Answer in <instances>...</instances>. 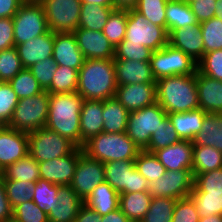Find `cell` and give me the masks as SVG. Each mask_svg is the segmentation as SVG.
Wrapping results in <instances>:
<instances>
[{
  "label": "cell",
  "mask_w": 222,
  "mask_h": 222,
  "mask_svg": "<svg viewBox=\"0 0 222 222\" xmlns=\"http://www.w3.org/2000/svg\"><path fill=\"white\" fill-rule=\"evenodd\" d=\"M105 181L119 194L148 192L149 182L136 169L134 161L104 163Z\"/></svg>",
  "instance_id": "8fae6325"
},
{
  "label": "cell",
  "mask_w": 222,
  "mask_h": 222,
  "mask_svg": "<svg viewBox=\"0 0 222 222\" xmlns=\"http://www.w3.org/2000/svg\"><path fill=\"white\" fill-rule=\"evenodd\" d=\"M43 7L48 29L53 33H73L78 28L80 0H37Z\"/></svg>",
  "instance_id": "7c38bea8"
},
{
  "label": "cell",
  "mask_w": 222,
  "mask_h": 222,
  "mask_svg": "<svg viewBox=\"0 0 222 222\" xmlns=\"http://www.w3.org/2000/svg\"><path fill=\"white\" fill-rule=\"evenodd\" d=\"M194 177L189 169L167 170L159 179L149 183L148 193L153 197L183 199L193 189Z\"/></svg>",
  "instance_id": "4fadbf2b"
},
{
  "label": "cell",
  "mask_w": 222,
  "mask_h": 222,
  "mask_svg": "<svg viewBox=\"0 0 222 222\" xmlns=\"http://www.w3.org/2000/svg\"><path fill=\"white\" fill-rule=\"evenodd\" d=\"M12 19L15 46L49 31L45 12L37 0L24 2Z\"/></svg>",
  "instance_id": "8992f818"
},
{
  "label": "cell",
  "mask_w": 222,
  "mask_h": 222,
  "mask_svg": "<svg viewBox=\"0 0 222 222\" xmlns=\"http://www.w3.org/2000/svg\"><path fill=\"white\" fill-rule=\"evenodd\" d=\"M215 16L222 21V0H216Z\"/></svg>",
  "instance_id": "003e7915"
},
{
  "label": "cell",
  "mask_w": 222,
  "mask_h": 222,
  "mask_svg": "<svg viewBox=\"0 0 222 222\" xmlns=\"http://www.w3.org/2000/svg\"><path fill=\"white\" fill-rule=\"evenodd\" d=\"M197 70L203 75L222 81V49L205 53L197 64Z\"/></svg>",
  "instance_id": "f907efd6"
},
{
  "label": "cell",
  "mask_w": 222,
  "mask_h": 222,
  "mask_svg": "<svg viewBox=\"0 0 222 222\" xmlns=\"http://www.w3.org/2000/svg\"><path fill=\"white\" fill-rule=\"evenodd\" d=\"M117 86L114 59H85L76 91L84 100L114 97Z\"/></svg>",
  "instance_id": "7a4b0ae2"
},
{
  "label": "cell",
  "mask_w": 222,
  "mask_h": 222,
  "mask_svg": "<svg viewBox=\"0 0 222 222\" xmlns=\"http://www.w3.org/2000/svg\"><path fill=\"white\" fill-rule=\"evenodd\" d=\"M82 148H76L71 154L56 159L39 162L40 178L55 185H70L75 173L78 158L83 153Z\"/></svg>",
  "instance_id": "9a60e30c"
},
{
  "label": "cell",
  "mask_w": 222,
  "mask_h": 222,
  "mask_svg": "<svg viewBox=\"0 0 222 222\" xmlns=\"http://www.w3.org/2000/svg\"><path fill=\"white\" fill-rule=\"evenodd\" d=\"M58 204L48 215V222H74L84 201L73 191L70 185H59Z\"/></svg>",
  "instance_id": "d4e9b609"
},
{
  "label": "cell",
  "mask_w": 222,
  "mask_h": 222,
  "mask_svg": "<svg viewBox=\"0 0 222 222\" xmlns=\"http://www.w3.org/2000/svg\"><path fill=\"white\" fill-rule=\"evenodd\" d=\"M189 197L195 203L200 218L222 215V193L191 191Z\"/></svg>",
  "instance_id": "74e56055"
},
{
  "label": "cell",
  "mask_w": 222,
  "mask_h": 222,
  "mask_svg": "<svg viewBox=\"0 0 222 222\" xmlns=\"http://www.w3.org/2000/svg\"><path fill=\"white\" fill-rule=\"evenodd\" d=\"M105 181L104 163L82 153L78 158L70 184L73 191L83 200L90 196L96 186Z\"/></svg>",
  "instance_id": "5bb4252c"
},
{
  "label": "cell",
  "mask_w": 222,
  "mask_h": 222,
  "mask_svg": "<svg viewBox=\"0 0 222 222\" xmlns=\"http://www.w3.org/2000/svg\"><path fill=\"white\" fill-rule=\"evenodd\" d=\"M134 164L139 173L149 182L159 179L167 171L154 153L141 150Z\"/></svg>",
  "instance_id": "f35d334b"
},
{
  "label": "cell",
  "mask_w": 222,
  "mask_h": 222,
  "mask_svg": "<svg viewBox=\"0 0 222 222\" xmlns=\"http://www.w3.org/2000/svg\"><path fill=\"white\" fill-rule=\"evenodd\" d=\"M23 3L22 0H0V18H12Z\"/></svg>",
  "instance_id": "91938a15"
},
{
  "label": "cell",
  "mask_w": 222,
  "mask_h": 222,
  "mask_svg": "<svg viewBox=\"0 0 222 222\" xmlns=\"http://www.w3.org/2000/svg\"><path fill=\"white\" fill-rule=\"evenodd\" d=\"M168 44L182 50L198 63L204 56L201 25L173 29L168 35Z\"/></svg>",
  "instance_id": "d6986e66"
},
{
  "label": "cell",
  "mask_w": 222,
  "mask_h": 222,
  "mask_svg": "<svg viewBox=\"0 0 222 222\" xmlns=\"http://www.w3.org/2000/svg\"><path fill=\"white\" fill-rule=\"evenodd\" d=\"M207 114L198 108L183 113H168V117L181 140L193 141L201 131L202 122Z\"/></svg>",
  "instance_id": "4316f807"
},
{
  "label": "cell",
  "mask_w": 222,
  "mask_h": 222,
  "mask_svg": "<svg viewBox=\"0 0 222 222\" xmlns=\"http://www.w3.org/2000/svg\"><path fill=\"white\" fill-rule=\"evenodd\" d=\"M152 198L148 192L122 193L119 209L129 220L141 221L149 210Z\"/></svg>",
  "instance_id": "4dcf8cb0"
},
{
  "label": "cell",
  "mask_w": 222,
  "mask_h": 222,
  "mask_svg": "<svg viewBox=\"0 0 222 222\" xmlns=\"http://www.w3.org/2000/svg\"><path fill=\"white\" fill-rule=\"evenodd\" d=\"M4 222H19L17 219H15L14 217L9 218L8 220L4 221Z\"/></svg>",
  "instance_id": "a7ac6f4b"
},
{
  "label": "cell",
  "mask_w": 222,
  "mask_h": 222,
  "mask_svg": "<svg viewBox=\"0 0 222 222\" xmlns=\"http://www.w3.org/2000/svg\"><path fill=\"white\" fill-rule=\"evenodd\" d=\"M34 189L32 201L48 216L54 205L58 204L59 185L40 178L34 183Z\"/></svg>",
  "instance_id": "8d00e7d4"
},
{
  "label": "cell",
  "mask_w": 222,
  "mask_h": 222,
  "mask_svg": "<svg viewBox=\"0 0 222 222\" xmlns=\"http://www.w3.org/2000/svg\"><path fill=\"white\" fill-rule=\"evenodd\" d=\"M204 54L222 49V21L216 16L200 23Z\"/></svg>",
  "instance_id": "f6af8a7d"
},
{
  "label": "cell",
  "mask_w": 222,
  "mask_h": 222,
  "mask_svg": "<svg viewBox=\"0 0 222 222\" xmlns=\"http://www.w3.org/2000/svg\"><path fill=\"white\" fill-rule=\"evenodd\" d=\"M166 0H138L134 8L149 23L166 29Z\"/></svg>",
  "instance_id": "7bdbcfd3"
},
{
  "label": "cell",
  "mask_w": 222,
  "mask_h": 222,
  "mask_svg": "<svg viewBox=\"0 0 222 222\" xmlns=\"http://www.w3.org/2000/svg\"><path fill=\"white\" fill-rule=\"evenodd\" d=\"M119 196L120 194L104 181L94 188L84 204L104 216L119 208Z\"/></svg>",
  "instance_id": "83f0119b"
},
{
  "label": "cell",
  "mask_w": 222,
  "mask_h": 222,
  "mask_svg": "<svg viewBox=\"0 0 222 222\" xmlns=\"http://www.w3.org/2000/svg\"><path fill=\"white\" fill-rule=\"evenodd\" d=\"M192 191L222 193V167L195 175Z\"/></svg>",
  "instance_id": "c3c4849f"
},
{
  "label": "cell",
  "mask_w": 222,
  "mask_h": 222,
  "mask_svg": "<svg viewBox=\"0 0 222 222\" xmlns=\"http://www.w3.org/2000/svg\"><path fill=\"white\" fill-rule=\"evenodd\" d=\"M3 180H17L36 183L40 179L39 166L29 154L8 165L1 175Z\"/></svg>",
  "instance_id": "836d02e7"
},
{
  "label": "cell",
  "mask_w": 222,
  "mask_h": 222,
  "mask_svg": "<svg viewBox=\"0 0 222 222\" xmlns=\"http://www.w3.org/2000/svg\"><path fill=\"white\" fill-rule=\"evenodd\" d=\"M199 108L208 114H222V81L196 71Z\"/></svg>",
  "instance_id": "7402d4cb"
},
{
  "label": "cell",
  "mask_w": 222,
  "mask_h": 222,
  "mask_svg": "<svg viewBox=\"0 0 222 222\" xmlns=\"http://www.w3.org/2000/svg\"><path fill=\"white\" fill-rule=\"evenodd\" d=\"M51 85L46 89L49 94L72 93L77 91L79 71L57 65Z\"/></svg>",
  "instance_id": "d590c367"
},
{
  "label": "cell",
  "mask_w": 222,
  "mask_h": 222,
  "mask_svg": "<svg viewBox=\"0 0 222 222\" xmlns=\"http://www.w3.org/2000/svg\"><path fill=\"white\" fill-rule=\"evenodd\" d=\"M3 173V169L0 167V176L2 175Z\"/></svg>",
  "instance_id": "2644e50d"
},
{
  "label": "cell",
  "mask_w": 222,
  "mask_h": 222,
  "mask_svg": "<svg viewBox=\"0 0 222 222\" xmlns=\"http://www.w3.org/2000/svg\"><path fill=\"white\" fill-rule=\"evenodd\" d=\"M127 10L115 9L103 28V34L116 48L126 35Z\"/></svg>",
  "instance_id": "ab89813d"
},
{
  "label": "cell",
  "mask_w": 222,
  "mask_h": 222,
  "mask_svg": "<svg viewBox=\"0 0 222 222\" xmlns=\"http://www.w3.org/2000/svg\"><path fill=\"white\" fill-rule=\"evenodd\" d=\"M153 50L140 45L139 43H120L115 48L114 59H127L133 61L149 62Z\"/></svg>",
  "instance_id": "816d5d0a"
},
{
  "label": "cell",
  "mask_w": 222,
  "mask_h": 222,
  "mask_svg": "<svg viewBox=\"0 0 222 222\" xmlns=\"http://www.w3.org/2000/svg\"><path fill=\"white\" fill-rule=\"evenodd\" d=\"M156 100L166 113H183L199 108L196 73L156 80Z\"/></svg>",
  "instance_id": "3957f363"
},
{
  "label": "cell",
  "mask_w": 222,
  "mask_h": 222,
  "mask_svg": "<svg viewBox=\"0 0 222 222\" xmlns=\"http://www.w3.org/2000/svg\"><path fill=\"white\" fill-rule=\"evenodd\" d=\"M74 222H101V215L83 204L79 208Z\"/></svg>",
  "instance_id": "94428289"
},
{
  "label": "cell",
  "mask_w": 222,
  "mask_h": 222,
  "mask_svg": "<svg viewBox=\"0 0 222 222\" xmlns=\"http://www.w3.org/2000/svg\"><path fill=\"white\" fill-rule=\"evenodd\" d=\"M186 2L190 5L191 11L199 24L215 17L216 0H193Z\"/></svg>",
  "instance_id": "9f6ffc18"
},
{
  "label": "cell",
  "mask_w": 222,
  "mask_h": 222,
  "mask_svg": "<svg viewBox=\"0 0 222 222\" xmlns=\"http://www.w3.org/2000/svg\"><path fill=\"white\" fill-rule=\"evenodd\" d=\"M3 182L12 209L32 200V195L35 191L34 183L17 180H3Z\"/></svg>",
  "instance_id": "bcb514c9"
},
{
  "label": "cell",
  "mask_w": 222,
  "mask_h": 222,
  "mask_svg": "<svg viewBox=\"0 0 222 222\" xmlns=\"http://www.w3.org/2000/svg\"><path fill=\"white\" fill-rule=\"evenodd\" d=\"M73 33L85 59H114L115 47L102 31L77 28Z\"/></svg>",
  "instance_id": "e0dca14e"
},
{
  "label": "cell",
  "mask_w": 222,
  "mask_h": 222,
  "mask_svg": "<svg viewBox=\"0 0 222 222\" xmlns=\"http://www.w3.org/2000/svg\"><path fill=\"white\" fill-rule=\"evenodd\" d=\"M176 201L171 197L152 198L149 210L140 222H172Z\"/></svg>",
  "instance_id": "60d3db41"
},
{
  "label": "cell",
  "mask_w": 222,
  "mask_h": 222,
  "mask_svg": "<svg viewBox=\"0 0 222 222\" xmlns=\"http://www.w3.org/2000/svg\"><path fill=\"white\" fill-rule=\"evenodd\" d=\"M114 10L115 7H105L101 5L82 3L78 28L103 31L109 16Z\"/></svg>",
  "instance_id": "d6a6232c"
},
{
  "label": "cell",
  "mask_w": 222,
  "mask_h": 222,
  "mask_svg": "<svg viewBox=\"0 0 222 222\" xmlns=\"http://www.w3.org/2000/svg\"><path fill=\"white\" fill-rule=\"evenodd\" d=\"M199 219L196 205L190 197L176 201L172 222H199Z\"/></svg>",
  "instance_id": "11a10c76"
},
{
  "label": "cell",
  "mask_w": 222,
  "mask_h": 222,
  "mask_svg": "<svg viewBox=\"0 0 222 222\" xmlns=\"http://www.w3.org/2000/svg\"><path fill=\"white\" fill-rule=\"evenodd\" d=\"M15 47L12 18H0V51Z\"/></svg>",
  "instance_id": "6f0895ef"
},
{
  "label": "cell",
  "mask_w": 222,
  "mask_h": 222,
  "mask_svg": "<svg viewBox=\"0 0 222 222\" xmlns=\"http://www.w3.org/2000/svg\"><path fill=\"white\" fill-rule=\"evenodd\" d=\"M199 222H222V215H211L199 219Z\"/></svg>",
  "instance_id": "03108f58"
},
{
  "label": "cell",
  "mask_w": 222,
  "mask_h": 222,
  "mask_svg": "<svg viewBox=\"0 0 222 222\" xmlns=\"http://www.w3.org/2000/svg\"><path fill=\"white\" fill-rule=\"evenodd\" d=\"M181 139L175 132L172 122L167 116L156 129L155 133L151 135L149 145L145 151L154 153L155 151L165 148L169 145L179 142Z\"/></svg>",
  "instance_id": "b9f144b4"
},
{
  "label": "cell",
  "mask_w": 222,
  "mask_h": 222,
  "mask_svg": "<svg viewBox=\"0 0 222 222\" xmlns=\"http://www.w3.org/2000/svg\"><path fill=\"white\" fill-rule=\"evenodd\" d=\"M13 217L19 222H48V216L32 200L15 207Z\"/></svg>",
  "instance_id": "db71d44e"
},
{
  "label": "cell",
  "mask_w": 222,
  "mask_h": 222,
  "mask_svg": "<svg viewBox=\"0 0 222 222\" xmlns=\"http://www.w3.org/2000/svg\"><path fill=\"white\" fill-rule=\"evenodd\" d=\"M5 125L2 123V122H0V130L4 127Z\"/></svg>",
  "instance_id": "89a4df30"
},
{
  "label": "cell",
  "mask_w": 222,
  "mask_h": 222,
  "mask_svg": "<svg viewBox=\"0 0 222 222\" xmlns=\"http://www.w3.org/2000/svg\"><path fill=\"white\" fill-rule=\"evenodd\" d=\"M167 2H171V1H180V0H166Z\"/></svg>",
  "instance_id": "753ad0ef"
},
{
  "label": "cell",
  "mask_w": 222,
  "mask_h": 222,
  "mask_svg": "<svg viewBox=\"0 0 222 222\" xmlns=\"http://www.w3.org/2000/svg\"><path fill=\"white\" fill-rule=\"evenodd\" d=\"M166 170L189 169L192 171L193 142L180 140L154 152Z\"/></svg>",
  "instance_id": "603a6c76"
},
{
  "label": "cell",
  "mask_w": 222,
  "mask_h": 222,
  "mask_svg": "<svg viewBox=\"0 0 222 222\" xmlns=\"http://www.w3.org/2000/svg\"><path fill=\"white\" fill-rule=\"evenodd\" d=\"M222 167V153L213 146L193 145V177Z\"/></svg>",
  "instance_id": "e575fe53"
},
{
  "label": "cell",
  "mask_w": 222,
  "mask_h": 222,
  "mask_svg": "<svg viewBox=\"0 0 222 222\" xmlns=\"http://www.w3.org/2000/svg\"><path fill=\"white\" fill-rule=\"evenodd\" d=\"M12 217L13 209L6 195L3 178L0 176V222H4Z\"/></svg>",
  "instance_id": "680465c9"
},
{
  "label": "cell",
  "mask_w": 222,
  "mask_h": 222,
  "mask_svg": "<svg viewBox=\"0 0 222 222\" xmlns=\"http://www.w3.org/2000/svg\"><path fill=\"white\" fill-rule=\"evenodd\" d=\"M81 3H89L94 5H101L105 7H115L113 0H80Z\"/></svg>",
  "instance_id": "e7e4bbea"
},
{
  "label": "cell",
  "mask_w": 222,
  "mask_h": 222,
  "mask_svg": "<svg viewBox=\"0 0 222 222\" xmlns=\"http://www.w3.org/2000/svg\"><path fill=\"white\" fill-rule=\"evenodd\" d=\"M128 222H140V221H136V220H128Z\"/></svg>",
  "instance_id": "8c879c8a"
},
{
  "label": "cell",
  "mask_w": 222,
  "mask_h": 222,
  "mask_svg": "<svg viewBox=\"0 0 222 222\" xmlns=\"http://www.w3.org/2000/svg\"><path fill=\"white\" fill-rule=\"evenodd\" d=\"M138 0H113L115 9L128 10L134 9Z\"/></svg>",
  "instance_id": "be15d7a7"
},
{
  "label": "cell",
  "mask_w": 222,
  "mask_h": 222,
  "mask_svg": "<svg viewBox=\"0 0 222 222\" xmlns=\"http://www.w3.org/2000/svg\"><path fill=\"white\" fill-rule=\"evenodd\" d=\"M198 21L185 0L171 1L166 4V30L168 34L173 29L196 26Z\"/></svg>",
  "instance_id": "1f68e13d"
},
{
  "label": "cell",
  "mask_w": 222,
  "mask_h": 222,
  "mask_svg": "<svg viewBox=\"0 0 222 222\" xmlns=\"http://www.w3.org/2000/svg\"><path fill=\"white\" fill-rule=\"evenodd\" d=\"M49 98L50 94L43 90L32 97L20 99L7 126L27 133L44 128L48 117Z\"/></svg>",
  "instance_id": "5b68a950"
},
{
  "label": "cell",
  "mask_w": 222,
  "mask_h": 222,
  "mask_svg": "<svg viewBox=\"0 0 222 222\" xmlns=\"http://www.w3.org/2000/svg\"><path fill=\"white\" fill-rule=\"evenodd\" d=\"M103 100H84L80 113L81 148L103 132Z\"/></svg>",
  "instance_id": "484cf974"
},
{
  "label": "cell",
  "mask_w": 222,
  "mask_h": 222,
  "mask_svg": "<svg viewBox=\"0 0 222 222\" xmlns=\"http://www.w3.org/2000/svg\"><path fill=\"white\" fill-rule=\"evenodd\" d=\"M149 63L155 80L173 75L195 74L198 64L182 50L169 44L153 51Z\"/></svg>",
  "instance_id": "9c48e42d"
},
{
  "label": "cell",
  "mask_w": 222,
  "mask_h": 222,
  "mask_svg": "<svg viewBox=\"0 0 222 222\" xmlns=\"http://www.w3.org/2000/svg\"><path fill=\"white\" fill-rule=\"evenodd\" d=\"M193 145L213 146L222 153V114H207Z\"/></svg>",
  "instance_id": "f546056e"
},
{
  "label": "cell",
  "mask_w": 222,
  "mask_h": 222,
  "mask_svg": "<svg viewBox=\"0 0 222 222\" xmlns=\"http://www.w3.org/2000/svg\"><path fill=\"white\" fill-rule=\"evenodd\" d=\"M126 35L121 43H139L153 51L168 44V31L159 25H153L135 9H128Z\"/></svg>",
  "instance_id": "52a82bcc"
},
{
  "label": "cell",
  "mask_w": 222,
  "mask_h": 222,
  "mask_svg": "<svg viewBox=\"0 0 222 222\" xmlns=\"http://www.w3.org/2000/svg\"><path fill=\"white\" fill-rule=\"evenodd\" d=\"M29 154L28 133L5 125L0 130V167L4 170Z\"/></svg>",
  "instance_id": "2e32d148"
},
{
  "label": "cell",
  "mask_w": 222,
  "mask_h": 222,
  "mask_svg": "<svg viewBox=\"0 0 222 222\" xmlns=\"http://www.w3.org/2000/svg\"><path fill=\"white\" fill-rule=\"evenodd\" d=\"M128 220L119 208L109 212L107 215L101 216V222H128Z\"/></svg>",
  "instance_id": "6125c7cd"
},
{
  "label": "cell",
  "mask_w": 222,
  "mask_h": 222,
  "mask_svg": "<svg viewBox=\"0 0 222 222\" xmlns=\"http://www.w3.org/2000/svg\"><path fill=\"white\" fill-rule=\"evenodd\" d=\"M52 58L57 65L80 70L85 57L78 47L74 33H54Z\"/></svg>",
  "instance_id": "ffe728a7"
},
{
  "label": "cell",
  "mask_w": 222,
  "mask_h": 222,
  "mask_svg": "<svg viewBox=\"0 0 222 222\" xmlns=\"http://www.w3.org/2000/svg\"><path fill=\"white\" fill-rule=\"evenodd\" d=\"M82 149L90 158L102 163L121 160L134 161L141 151L126 132H101L88 140Z\"/></svg>",
  "instance_id": "277c9868"
},
{
  "label": "cell",
  "mask_w": 222,
  "mask_h": 222,
  "mask_svg": "<svg viewBox=\"0 0 222 222\" xmlns=\"http://www.w3.org/2000/svg\"><path fill=\"white\" fill-rule=\"evenodd\" d=\"M29 155L43 162L71 154L77 146L69 139L46 127L28 133Z\"/></svg>",
  "instance_id": "ba28073f"
},
{
  "label": "cell",
  "mask_w": 222,
  "mask_h": 222,
  "mask_svg": "<svg viewBox=\"0 0 222 222\" xmlns=\"http://www.w3.org/2000/svg\"><path fill=\"white\" fill-rule=\"evenodd\" d=\"M18 56L24 69L30 68L37 62L52 57L54 48V33L50 30L30 41L16 45Z\"/></svg>",
  "instance_id": "44dd1931"
},
{
  "label": "cell",
  "mask_w": 222,
  "mask_h": 222,
  "mask_svg": "<svg viewBox=\"0 0 222 222\" xmlns=\"http://www.w3.org/2000/svg\"><path fill=\"white\" fill-rule=\"evenodd\" d=\"M28 70L33 74L43 90H46L55 76L57 64L52 57H49L32 65Z\"/></svg>",
  "instance_id": "f5cc1de1"
},
{
  "label": "cell",
  "mask_w": 222,
  "mask_h": 222,
  "mask_svg": "<svg viewBox=\"0 0 222 222\" xmlns=\"http://www.w3.org/2000/svg\"><path fill=\"white\" fill-rule=\"evenodd\" d=\"M8 83L17 94L19 100L26 97H32L43 91V88L28 69L20 71Z\"/></svg>",
  "instance_id": "ee69618b"
},
{
  "label": "cell",
  "mask_w": 222,
  "mask_h": 222,
  "mask_svg": "<svg viewBox=\"0 0 222 222\" xmlns=\"http://www.w3.org/2000/svg\"><path fill=\"white\" fill-rule=\"evenodd\" d=\"M117 85L156 83L149 62L114 59Z\"/></svg>",
  "instance_id": "cb8c5ba5"
},
{
  "label": "cell",
  "mask_w": 222,
  "mask_h": 222,
  "mask_svg": "<svg viewBox=\"0 0 222 222\" xmlns=\"http://www.w3.org/2000/svg\"><path fill=\"white\" fill-rule=\"evenodd\" d=\"M19 98L8 82L0 83V122L8 125Z\"/></svg>",
  "instance_id": "681fc988"
},
{
  "label": "cell",
  "mask_w": 222,
  "mask_h": 222,
  "mask_svg": "<svg viewBox=\"0 0 222 222\" xmlns=\"http://www.w3.org/2000/svg\"><path fill=\"white\" fill-rule=\"evenodd\" d=\"M129 113L115 96L103 100V132H126Z\"/></svg>",
  "instance_id": "f1b7e54d"
},
{
  "label": "cell",
  "mask_w": 222,
  "mask_h": 222,
  "mask_svg": "<svg viewBox=\"0 0 222 222\" xmlns=\"http://www.w3.org/2000/svg\"><path fill=\"white\" fill-rule=\"evenodd\" d=\"M84 99L77 93L50 94L45 127L81 148L80 113Z\"/></svg>",
  "instance_id": "6da1fadb"
},
{
  "label": "cell",
  "mask_w": 222,
  "mask_h": 222,
  "mask_svg": "<svg viewBox=\"0 0 222 222\" xmlns=\"http://www.w3.org/2000/svg\"><path fill=\"white\" fill-rule=\"evenodd\" d=\"M115 97L129 112L140 110L157 102L156 83L117 86Z\"/></svg>",
  "instance_id": "ac0fdd59"
},
{
  "label": "cell",
  "mask_w": 222,
  "mask_h": 222,
  "mask_svg": "<svg viewBox=\"0 0 222 222\" xmlns=\"http://www.w3.org/2000/svg\"><path fill=\"white\" fill-rule=\"evenodd\" d=\"M23 69V65L15 47L0 51L1 82H9Z\"/></svg>",
  "instance_id": "7dc6e473"
},
{
  "label": "cell",
  "mask_w": 222,
  "mask_h": 222,
  "mask_svg": "<svg viewBox=\"0 0 222 222\" xmlns=\"http://www.w3.org/2000/svg\"><path fill=\"white\" fill-rule=\"evenodd\" d=\"M168 116L157 103L129 113L126 134L139 147L145 150L160 123Z\"/></svg>",
  "instance_id": "30bf717a"
}]
</instances>
